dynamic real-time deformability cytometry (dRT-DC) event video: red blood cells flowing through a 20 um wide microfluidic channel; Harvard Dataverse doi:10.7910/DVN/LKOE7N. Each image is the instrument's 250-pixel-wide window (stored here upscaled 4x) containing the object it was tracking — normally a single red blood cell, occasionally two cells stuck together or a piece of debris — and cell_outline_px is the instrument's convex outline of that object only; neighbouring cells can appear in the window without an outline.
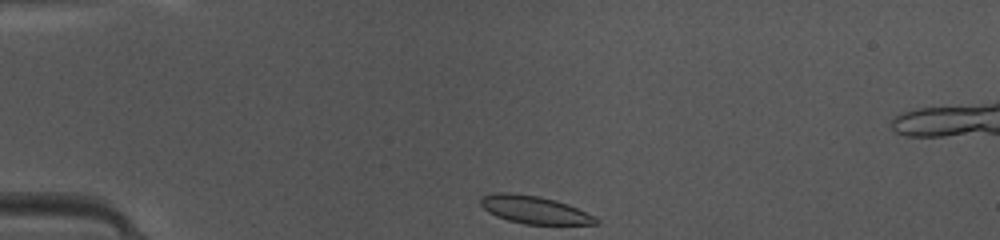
{"species": "common noctule bat (a hibernating species)", "species_latin": "Nyctalus noctula", "temperature_condition": "warm", "stored_images_in_passage": 39, "camera_frame_rate_fps": 3000, "um_per_image_px": 0.085, "animal": {"sex": "female", "body_mass_g": 10.0, "forearm_length_mm": 53.1}, "frame": {"image": 1, "passage_image": 1, "time_ms": 0.0, "image_size_px": [1000, 240], "cell_outline_px": [[600, 220], [596, 224], [524, 224], [508, 220], [496, 216], [488, 212], [480, 204], [480, 200], [484, 196], [496, 192], [512, 192], [540, 196], [556, 200], [568, 204], [596, 216]], "centroid_in_image_um": [45.44, 17.82], "position_along_channel_um": 39.6, "area_um2": 18.73}}
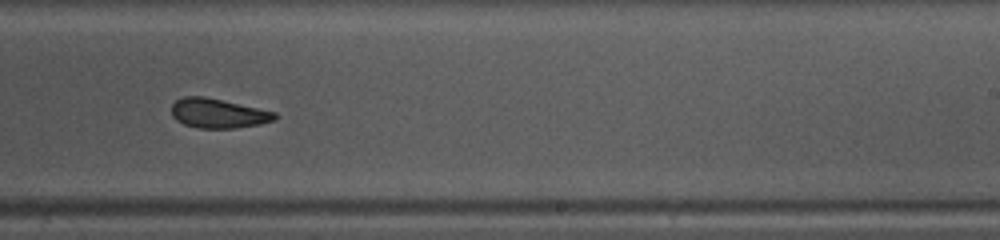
{"frame": {"image": 2, "passage_image": 20, "time_ms": 6.333, "image_size_px": [1000, 240], "cell_outline_px": [[280, 116], [276, 120], [260, 124], [236, 128], [196, 128], [184, 124], [176, 120], [172, 116], [172, 104], [176, 100], [184, 96], [204, 96], [276, 112]], "centroid_in_image_um": [18.56, 9.64], "position_along_channel_um": 270.4, "area_um2": 17.86}}
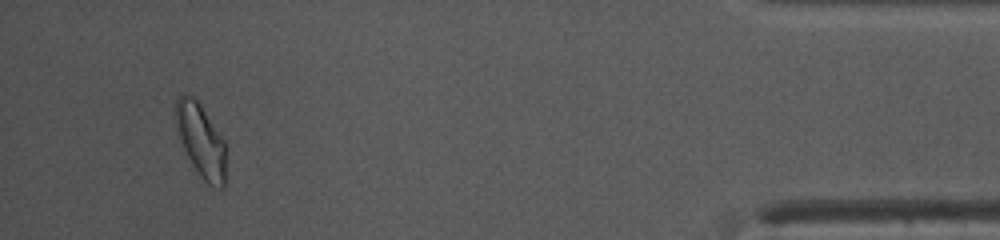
{"frame": {"image": 3, "passage_image": 35, "time_ms": 11.333, "image_size_px": [1000, 240], "cell_outline_px": [[224, 188], [216, 188], [208, 184], [200, 176], [188, 156], [184, 148], [180, 136], [176, 120], [176, 100], [180, 96], [192, 96], [200, 104], [224, 140]], "centroid_in_image_um": [17.09, 11.97], "position_along_channel_um": 418.1, "area_um2": 20.52}, "authors_computed_cell_mechanics": {"area_um2": 18.5538, "velocity_mm_per_s": 4.1774, "shape_relaxation_time_tau1_ms": 3.3782, "shape_relaxation_time_tau2_ms": 2.4995, "deformation_change_tau1": 0.1241, "deformation_change_tau2": 0.088}}